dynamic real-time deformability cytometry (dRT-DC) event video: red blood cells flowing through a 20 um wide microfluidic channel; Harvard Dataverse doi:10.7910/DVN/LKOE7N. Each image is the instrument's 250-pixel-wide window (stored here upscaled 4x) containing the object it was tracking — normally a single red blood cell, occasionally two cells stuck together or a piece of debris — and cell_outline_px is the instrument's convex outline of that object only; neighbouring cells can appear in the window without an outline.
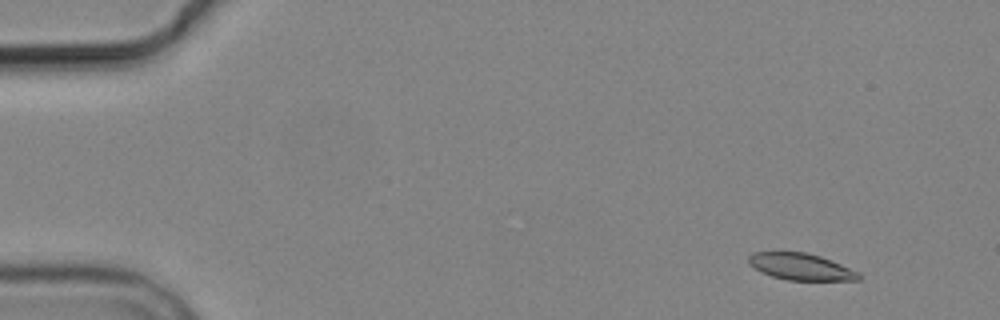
{"species": "common noctule bat (a hibernating species)", "species_latin": "Nyctalus noctula", "temperature_condition": "cold", "stored_images_in_passage": 6, "camera_frame_rate_fps": 3000, "um_per_image_px": 0.085, "animal": {"sex": "male", "body_mass_g": 19.2, "forearm_length_mm": 51.8}, "frame": {"image": 1, "passage_image": 2, "time_ms": 1.333, "image_size_px": [1000, 320], "cell_outline_px": [[860, 280], [788, 280], [772, 276], [756, 268], [748, 260], [748, 256], [752, 252], [804, 252], [820, 256], [860, 272]], "centroid_in_image_um": [68.1, 22.67], "position_along_channel_um": 16.9, "area_um2": 16.82}}